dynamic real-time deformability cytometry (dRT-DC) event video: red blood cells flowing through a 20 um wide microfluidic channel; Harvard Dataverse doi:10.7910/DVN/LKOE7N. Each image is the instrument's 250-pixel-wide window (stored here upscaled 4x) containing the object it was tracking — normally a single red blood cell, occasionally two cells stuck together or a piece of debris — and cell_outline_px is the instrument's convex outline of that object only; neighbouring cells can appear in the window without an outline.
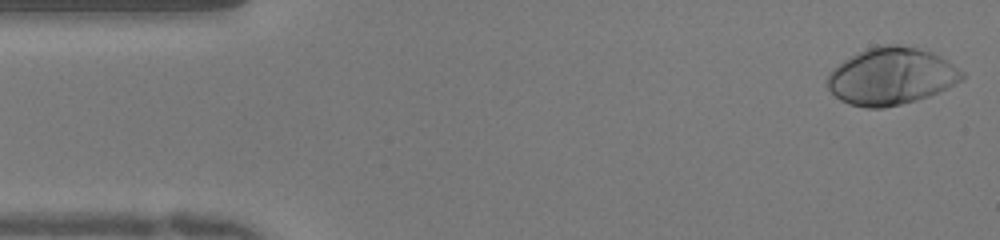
{"species": "human", "species_latin": "Homo sapiens", "temperature_condition": "warm", "stored_images_in_passage": 49, "camera_frame_rate_fps": 3000, "um_per_image_px": 0.085, "donor": {"sex": "female"}, "frame": {"image": 1, "passage_image": 1, "time_ms": 0.0, "image_size_px": [1000, 240], "cell_outline_px": [[964, 76], [960, 80], [948, 88], [928, 96], [916, 100], [884, 108], [868, 108], [848, 104], [840, 100], [828, 88], [828, 72], [832, 68], [844, 60], [876, 44], [896, 44], [916, 48], [932, 52], [940, 56], [964, 72]], "centroid_in_image_um": [75.74, 6.48], "position_along_channel_um": 9.3, "area_um2": 44.62}}
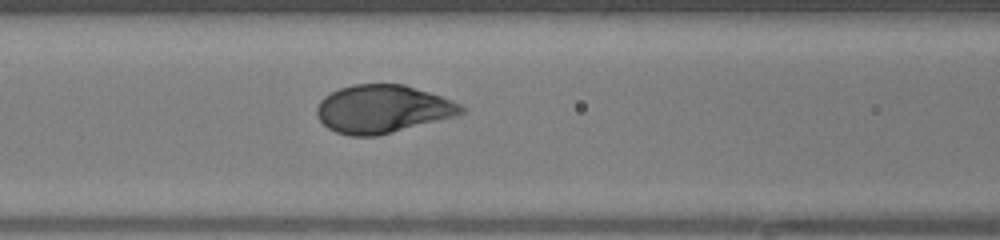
{"frame": {"image": 2, "passage_image": 19, "time_ms": 6.0, "image_size_px": [1000, 240], "cell_outline_px": [[468, 108], [464, 112], [456, 116], [376, 136], [352, 136], [336, 132], [328, 128], [320, 120], [316, 112], [316, 108], [320, 100], [324, 96], [340, 88], [352, 84], [404, 84], [452, 100]], "centroid_in_image_um": [32.52, 9.26], "position_along_channel_um": 134.1, "area_um2": 40.29}}
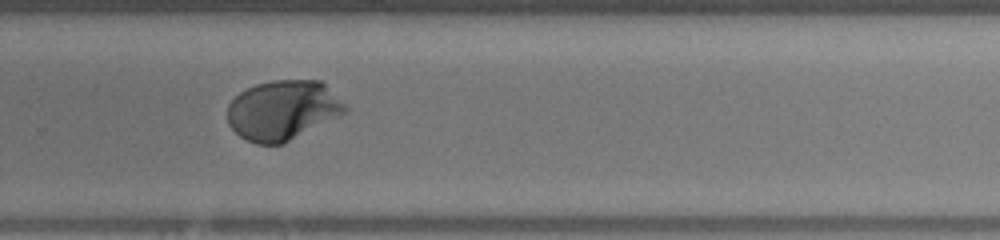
{"frame": {"image": 3, "passage_image": 32, "time_ms": 10.333, "image_size_px": [1000, 240], "cell_outline_px": [[348, 112], [284, 144], [256, 144], [240, 136], [228, 124], [228, 104], [240, 92], [256, 84], [272, 80], [320, 80], [348, 104]], "centroid_in_image_um": [24.08, 9.37], "position_along_channel_um": 305.7, "area_um2": 41.27}, "authors_computed_cell_mechanics": {"area_um2": 40.8646, "velocity_mm_per_s": 3.9764, "shape_relaxation_time_tau1_ms": 2.7209, "shape_relaxation_time_tau2_ms": null, "deformation_change_tau1": 0.2108, "deformation_change_tau2": null}}